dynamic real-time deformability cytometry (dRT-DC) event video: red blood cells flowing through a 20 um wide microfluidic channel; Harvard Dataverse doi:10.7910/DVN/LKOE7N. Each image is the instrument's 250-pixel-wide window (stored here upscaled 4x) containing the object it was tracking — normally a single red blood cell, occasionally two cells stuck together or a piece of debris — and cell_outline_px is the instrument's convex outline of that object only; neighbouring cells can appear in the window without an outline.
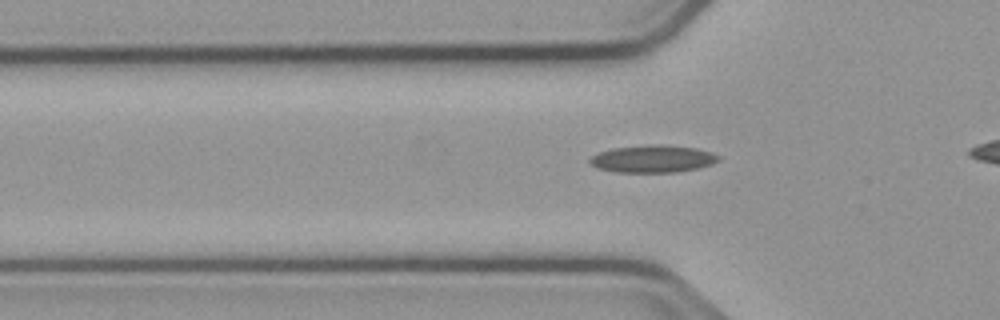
{"species": "common noctule bat (a hibernating species)", "species_latin": "Nyctalus noctula", "temperature_condition": "cold", "stored_images_in_passage": 31, "camera_frame_rate_fps": 3000, "um_per_image_px": 0.085, "animal": {"sex": "male", "body_mass_g": 23.1, "forearm_length_mm": 52.7}, "frame": {"image": 1, "passage_image": 3, "time_ms": 0.667, "image_size_px": [1000, 320], "cell_outline_px": [[720, 160], [712, 164], [696, 168], [676, 172], [616, 172], [596, 168], [588, 160], [592, 156], [600, 152], [612, 148], [652, 144], [664, 144], [696, 148], [712, 152], [720, 156]], "centroid_in_image_um": [55.5, 13.49], "position_along_channel_um": 70.3, "area_um2": 20.58}}
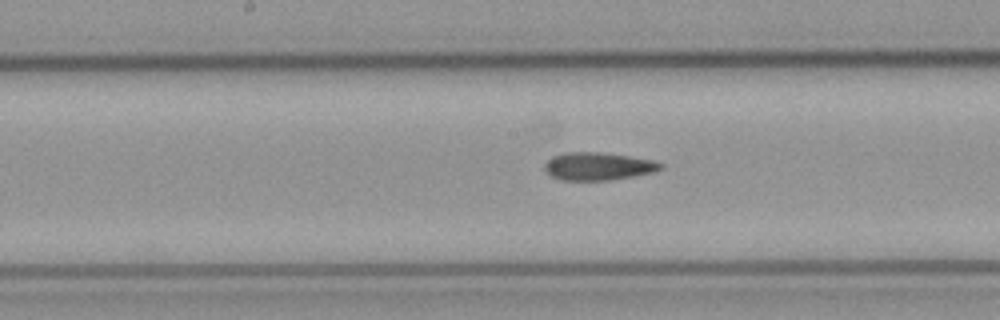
{"frame": {"image": 2, "passage_image": 13, "time_ms": 4.0, "image_size_px": [1000, 320], "cell_outline_px": [[664, 168], [652, 172], [632, 176], [608, 180], [564, 180], [552, 176], [544, 168], [544, 164], [552, 156], [568, 152], [600, 152], [628, 156], [652, 160], [664, 164]], "centroid_in_image_um": [50.84, 14.13], "position_along_channel_um": 197.4, "area_um2": 18.55}}
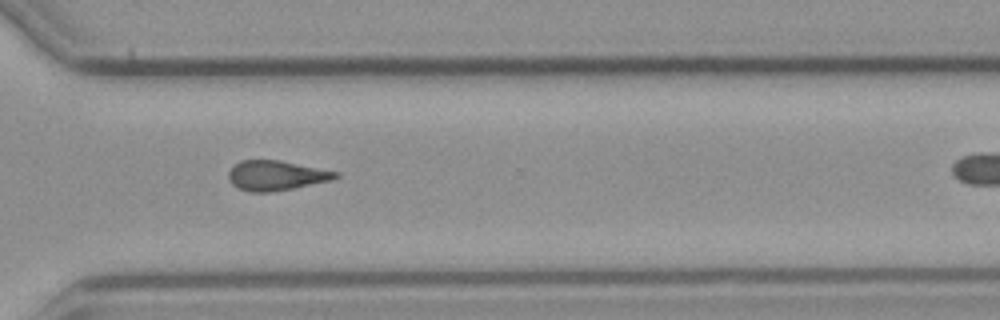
{"frame": {"image": 3, "passage_image": 25, "time_ms": 8.0, "image_size_px": [1000, 320], "cell_outline_px": [[340, 176], [332, 180], [292, 188], [268, 192], [248, 192], [232, 184], [228, 176], [228, 172], [240, 160], [280, 160], [340, 172]], "centroid_in_image_um": [23.49, 14.91], "position_along_channel_um": 347.1, "area_um2": 18.5}}